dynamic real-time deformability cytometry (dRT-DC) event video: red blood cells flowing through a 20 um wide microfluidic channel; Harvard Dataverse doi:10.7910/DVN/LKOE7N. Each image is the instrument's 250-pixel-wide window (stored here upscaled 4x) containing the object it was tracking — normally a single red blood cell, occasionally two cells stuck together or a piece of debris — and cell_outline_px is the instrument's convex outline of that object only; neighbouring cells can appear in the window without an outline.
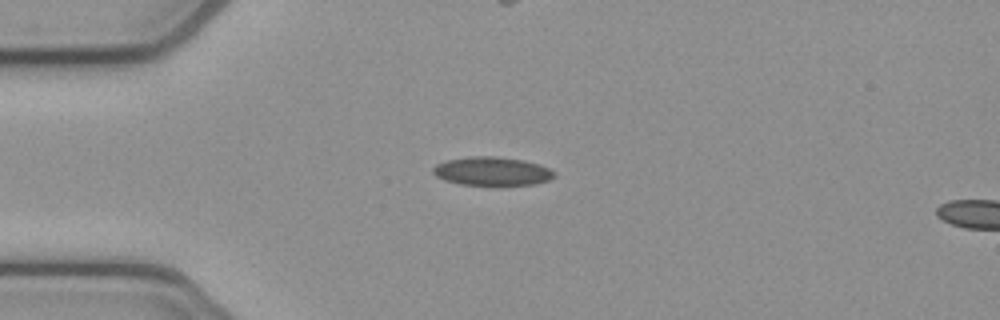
{"species": "common noctule bat (a hibernating species)", "species_latin": "Nyctalus noctula", "temperature_condition": "cold", "stored_images_in_passage": 4, "camera_frame_rate_fps": 3000, "um_per_image_px": 0.085, "animal": {"sex": "female", "body_mass_g": 21.9}, "frame": {"image": 1, "passage_image": 1, "time_ms": 0.0, "image_size_px": [1000, 320], "cell_outline_px": [[556, 176], [548, 180], [536, 184], [460, 184], [444, 180], [436, 176], [432, 172], [432, 168], [436, 164], [448, 160], [472, 156], [496, 156], [524, 160], [540, 164], [556, 172]], "centroid_in_image_um": [41.84, 14.54], "position_along_channel_um": 43.2, "area_um2": 20.06}}